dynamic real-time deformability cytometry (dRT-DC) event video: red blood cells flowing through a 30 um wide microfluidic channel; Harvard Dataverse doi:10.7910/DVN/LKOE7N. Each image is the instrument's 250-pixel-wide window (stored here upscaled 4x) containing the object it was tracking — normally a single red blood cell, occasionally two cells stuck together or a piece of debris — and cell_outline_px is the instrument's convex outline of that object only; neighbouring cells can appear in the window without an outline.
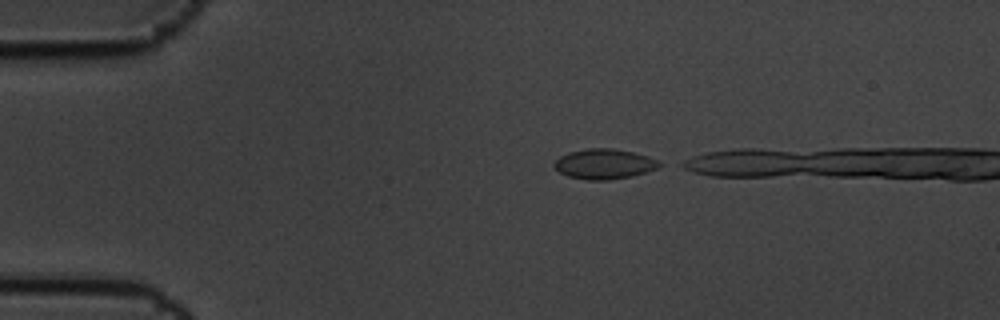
{"species": "common noctule bat (a hibernating species)", "species_latin": "Nyctalus noctula", "temperature_condition": "cold", "stored_images_in_passage": 3, "camera_frame_rate_fps": 3000, "um_per_image_px": 0.085, "animal": {"sex": "male", "body_mass_g": 19.5, "forearm_length_mm": 54.6}, "frame": {"image": 1, "passage_image": 1, "time_ms": 0.0, "image_size_px": [1000, 320], "cell_outline_px": [[664, 164], [656, 168], [632, 176], [608, 180], [588, 180], [568, 176], [560, 172], [552, 164], [560, 156], [568, 152], [588, 148], [612, 148], [632, 152], [648, 156], [660, 160]], "centroid_in_image_um": [51.37, 13.93], "position_along_channel_um": 33.6, "area_um2": 18.44}}